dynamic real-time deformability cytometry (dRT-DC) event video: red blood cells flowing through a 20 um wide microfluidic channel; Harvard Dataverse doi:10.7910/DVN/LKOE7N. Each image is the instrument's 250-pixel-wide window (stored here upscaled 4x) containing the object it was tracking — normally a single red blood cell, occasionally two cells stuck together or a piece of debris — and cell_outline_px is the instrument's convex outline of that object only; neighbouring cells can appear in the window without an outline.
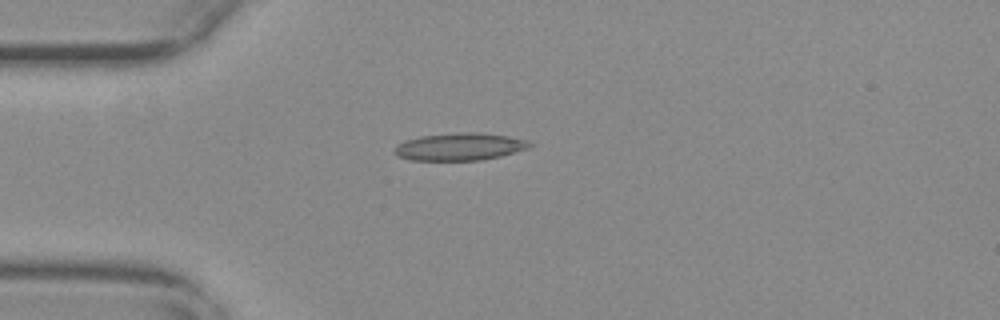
{"species": "common noctule bat (a hibernating species)", "species_latin": "Nyctalus noctula", "temperature_condition": "warm", "stored_images_in_passage": 41, "camera_frame_rate_fps": 3000, "um_per_image_px": 0.085, "animal": {"sex": "female", "body_mass_g": 29.2, "forearm_length_mm": 56.3}, "frame": {"image": 1, "passage_image": 1, "time_ms": 0.0, "image_size_px": [1000, 320], "cell_outline_px": [[532, 144], [528, 148], [500, 156], [480, 160], [412, 160], [400, 156], [392, 152], [404, 140], [420, 136], [460, 132], [476, 132], [508, 136], [528, 140]], "centroid_in_image_um": [39.09, 12.46], "position_along_channel_um": 45.9, "area_um2": 21.39}}
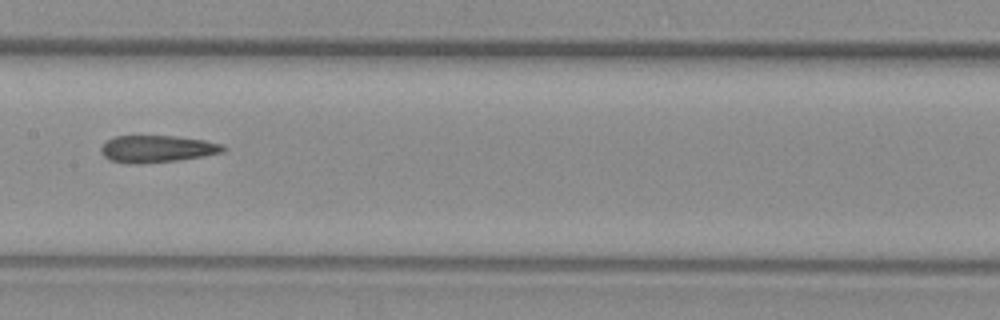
{"frame": {"image": 2, "passage_image": 14, "time_ms": 4.333, "image_size_px": [1000, 320], "cell_outline_px": [[228, 148], [224, 152], [176, 160], [140, 164], [128, 164], [108, 160], [100, 152], [100, 148], [108, 140], [116, 136], [176, 136], [204, 140], [220, 144]], "centroid_in_image_um": [13.32, 12.66], "position_along_channel_um": 194.1, "area_um2": 19.19}}
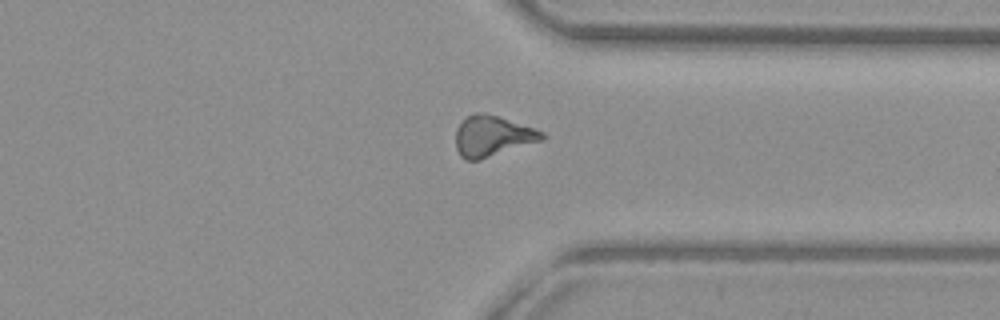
{"frame": {"image": 3, "passage_image": 28, "time_ms": 9.0, "image_size_px": [1000, 320], "cell_outline_px": [[548, 136], [544, 140], [480, 160], [464, 160], [460, 156], [456, 148], [456, 128], [460, 120], [476, 112], [484, 112], [544, 132]], "centroid_in_image_um": [41.84, 11.58], "position_along_channel_um": 369.6, "area_um2": 20.58}, "authors_computed_cell_mechanics": {"area_um2": 19.7098, "velocity_mm_per_s": 3.7922, "shape_relaxation_time_tau1_ms": null, "shape_relaxation_time_tau2_ms": 3.5646, "deformation_change_tau1": null, "deformation_change_tau2": 0.1421}}